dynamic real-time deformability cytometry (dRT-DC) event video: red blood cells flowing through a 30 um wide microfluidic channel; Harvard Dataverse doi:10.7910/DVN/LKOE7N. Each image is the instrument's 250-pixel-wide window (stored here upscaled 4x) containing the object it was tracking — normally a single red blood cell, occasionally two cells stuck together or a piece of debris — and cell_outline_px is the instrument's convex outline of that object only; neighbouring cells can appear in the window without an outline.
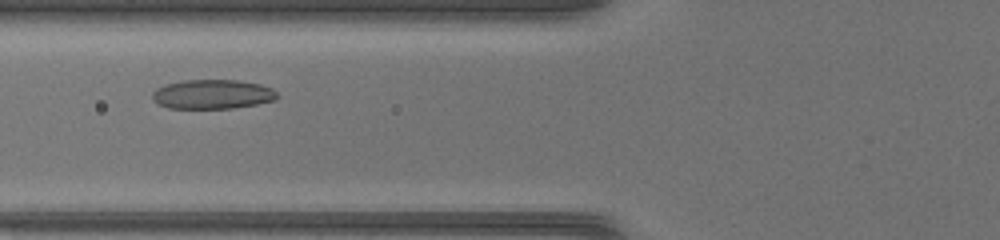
{"species": "common noctule bat (a hibernating species)", "species_latin": "Nyctalus noctula", "temperature_condition": "warm", "stored_images_in_passage": 33, "camera_frame_rate_fps": 3000, "um_per_image_px": 0.085, "animal": {"sex": "female", "body_mass_g": 17.0, "forearm_length_mm": 48.0}, "frame": {"image": 1, "passage_image": 5, "time_ms": 1.333, "image_size_px": [1000, 240], "cell_outline_px": [[280, 96], [276, 100], [256, 104], [232, 108], [168, 108], [156, 104], [152, 100], [152, 92], [156, 88], [164, 84], [184, 80], [236, 80], [260, 84], [272, 88]], "centroid_in_image_um": [18.03, 8.01], "position_along_channel_um": 107.8, "area_um2": 21.56}}
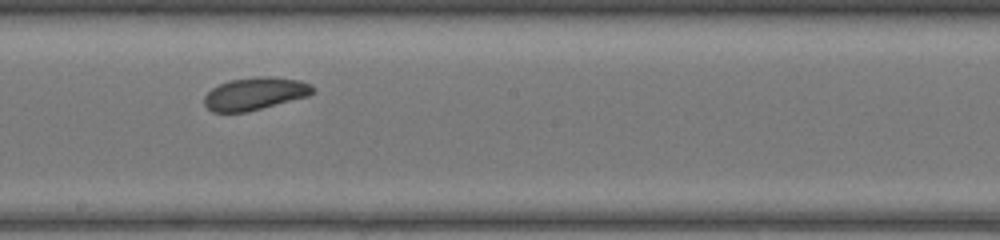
{"frame": {"image": 2, "passage_image": 13, "time_ms": 4.0, "image_size_px": [1000, 240], "cell_outline_px": [[316, 88], [308, 96], [248, 112], [212, 112], [204, 104], [204, 96], [212, 88], [220, 84], [232, 80], [260, 76], [268, 76], [300, 80], [312, 84]], "centroid_in_image_um": [21.69, 7.96], "position_along_channel_um": 226.5, "area_um2": 20.58}}
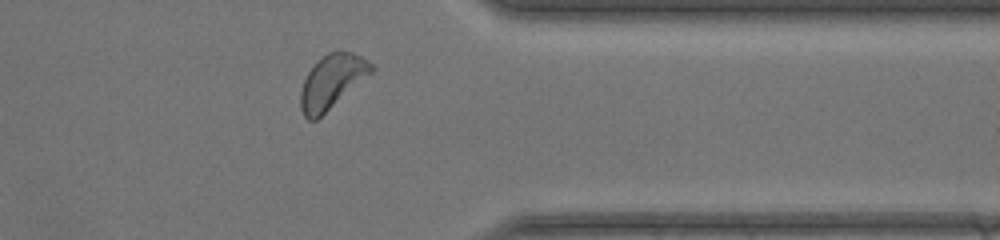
{"frame": {"image": 3, "passage_image": 24, "time_ms": 7.667, "image_size_px": [1000, 240], "cell_outline_px": [[376, 68], [372, 72], [316, 120], [308, 120], [304, 116], [300, 108], [300, 92], [304, 80], [308, 72], [328, 52], [352, 52], [360, 56], [372, 64]], "centroid_in_image_um": [28.19, 6.95], "position_along_channel_um": 383.2, "area_um2": 21.56}}